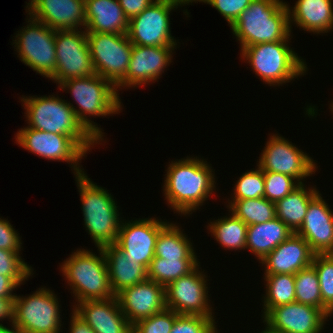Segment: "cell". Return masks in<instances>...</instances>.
Wrapping results in <instances>:
<instances>
[{
  "label": "cell",
  "mask_w": 333,
  "mask_h": 333,
  "mask_svg": "<svg viewBox=\"0 0 333 333\" xmlns=\"http://www.w3.org/2000/svg\"><path fill=\"white\" fill-rule=\"evenodd\" d=\"M204 160L187 156L168 164L163 193L170 209L181 216L195 212L216 190L215 173Z\"/></svg>",
  "instance_id": "cell-1"
},
{
  "label": "cell",
  "mask_w": 333,
  "mask_h": 333,
  "mask_svg": "<svg viewBox=\"0 0 333 333\" xmlns=\"http://www.w3.org/2000/svg\"><path fill=\"white\" fill-rule=\"evenodd\" d=\"M58 88L70 91L72 99L79 108L70 103L78 120L102 144L105 137L103 130L88 117H106L120 113L122 102L116 86L111 81L94 74L65 80L58 85Z\"/></svg>",
  "instance_id": "cell-2"
},
{
  "label": "cell",
  "mask_w": 333,
  "mask_h": 333,
  "mask_svg": "<svg viewBox=\"0 0 333 333\" xmlns=\"http://www.w3.org/2000/svg\"><path fill=\"white\" fill-rule=\"evenodd\" d=\"M241 49L260 43L291 40L287 3L253 0L231 25Z\"/></svg>",
  "instance_id": "cell-3"
},
{
  "label": "cell",
  "mask_w": 333,
  "mask_h": 333,
  "mask_svg": "<svg viewBox=\"0 0 333 333\" xmlns=\"http://www.w3.org/2000/svg\"><path fill=\"white\" fill-rule=\"evenodd\" d=\"M27 127L72 136L87 152L101 143L78 120L70 102L58 95L22 96ZM92 147V148H91Z\"/></svg>",
  "instance_id": "cell-4"
},
{
  "label": "cell",
  "mask_w": 333,
  "mask_h": 333,
  "mask_svg": "<svg viewBox=\"0 0 333 333\" xmlns=\"http://www.w3.org/2000/svg\"><path fill=\"white\" fill-rule=\"evenodd\" d=\"M75 180L81 196L84 227L96 248L115 244L122 217L113 195L91 181L86 173L75 175Z\"/></svg>",
  "instance_id": "cell-5"
},
{
  "label": "cell",
  "mask_w": 333,
  "mask_h": 333,
  "mask_svg": "<svg viewBox=\"0 0 333 333\" xmlns=\"http://www.w3.org/2000/svg\"><path fill=\"white\" fill-rule=\"evenodd\" d=\"M289 45V41L254 44L241 49L240 56L265 84L282 86L308 70L304 59Z\"/></svg>",
  "instance_id": "cell-6"
},
{
  "label": "cell",
  "mask_w": 333,
  "mask_h": 333,
  "mask_svg": "<svg viewBox=\"0 0 333 333\" xmlns=\"http://www.w3.org/2000/svg\"><path fill=\"white\" fill-rule=\"evenodd\" d=\"M98 251L97 256L91 250L77 249L60 265L77 303L115 297L110 287L104 251L101 247Z\"/></svg>",
  "instance_id": "cell-7"
},
{
  "label": "cell",
  "mask_w": 333,
  "mask_h": 333,
  "mask_svg": "<svg viewBox=\"0 0 333 333\" xmlns=\"http://www.w3.org/2000/svg\"><path fill=\"white\" fill-rule=\"evenodd\" d=\"M53 292L44 286L28 296H15L12 323L21 333H60L61 305Z\"/></svg>",
  "instance_id": "cell-8"
},
{
  "label": "cell",
  "mask_w": 333,
  "mask_h": 333,
  "mask_svg": "<svg viewBox=\"0 0 333 333\" xmlns=\"http://www.w3.org/2000/svg\"><path fill=\"white\" fill-rule=\"evenodd\" d=\"M26 22L12 40L14 49L21 62L49 79L56 70L55 30L30 15Z\"/></svg>",
  "instance_id": "cell-9"
},
{
  "label": "cell",
  "mask_w": 333,
  "mask_h": 333,
  "mask_svg": "<svg viewBox=\"0 0 333 333\" xmlns=\"http://www.w3.org/2000/svg\"><path fill=\"white\" fill-rule=\"evenodd\" d=\"M186 6L182 0H156L139 15L131 18L128 24V38L140 46H177L171 35L170 13L178 7Z\"/></svg>",
  "instance_id": "cell-10"
},
{
  "label": "cell",
  "mask_w": 333,
  "mask_h": 333,
  "mask_svg": "<svg viewBox=\"0 0 333 333\" xmlns=\"http://www.w3.org/2000/svg\"><path fill=\"white\" fill-rule=\"evenodd\" d=\"M95 73L115 86L126 76L133 44L127 34L86 32Z\"/></svg>",
  "instance_id": "cell-11"
},
{
  "label": "cell",
  "mask_w": 333,
  "mask_h": 333,
  "mask_svg": "<svg viewBox=\"0 0 333 333\" xmlns=\"http://www.w3.org/2000/svg\"><path fill=\"white\" fill-rule=\"evenodd\" d=\"M17 145L25 150L52 161L70 164L74 175L85 173L80 166L87 151L72 137L23 127L15 135ZM80 162V163H79Z\"/></svg>",
  "instance_id": "cell-12"
},
{
  "label": "cell",
  "mask_w": 333,
  "mask_h": 333,
  "mask_svg": "<svg viewBox=\"0 0 333 333\" xmlns=\"http://www.w3.org/2000/svg\"><path fill=\"white\" fill-rule=\"evenodd\" d=\"M56 70L49 79L56 84L95 73L85 30H55Z\"/></svg>",
  "instance_id": "cell-13"
},
{
  "label": "cell",
  "mask_w": 333,
  "mask_h": 333,
  "mask_svg": "<svg viewBox=\"0 0 333 333\" xmlns=\"http://www.w3.org/2000/svg\"><path fill=\"white\" fill-rule=\"evenodd\" d=\"M263 149L257 161L263 172L286 174L302 184L317 171L316 160L278 133L269 137Z\"/></svg>",
  "instance_id": "cell-14"
},
{
  "label": "cell",
  "mask_w": 333,
  "mask_h": 333,
  "mask_svg": "<svg viewBox=\"0 0 333 333\" xmlns=\"http://www.w3.org/2000/svg\"><path fill=\"white\" fill-rule=\"evenodd\" d=\"M200 264L187 275L181 276L165 287L166 308L180 315L211 317L215 320L208 296L207 275Z\"/></svg>",
  "instance_id": "cell-15"
},
{
  "label": "cell",
  "mask_w": 333,
  "mask_h": 333,
  "mask_svg": "<svg viewBox=\"0 0 333 333\" xmlns=\"http://www.w3.org/2000/svg\"><path fill=\"white\" fill-rule=\"evenodd\" d=\"M167 221L153 218H142L133 221H121L115 245L135 263L148 269L155 257V245L159 232L168 224Z\"/></svg>",
  "instance_id": "cell-16"
},
{
  "label": "cell",
  "mask_w": 333,
  "mask_h": 333,
  "mask_svg": "<svg viewBox=\"0 0 333 333\" xmlns=\"http://www.w3.org/2000/svg\"><path fill=\"white\" fill-rule=\"evenodd\" d=\"M328 316L320 309L299 302L272 308L264 317L270 333H321Z\"/></svg>",
  "instance_id": "cell-17"
},
{
  "label": "cell",
  "mask_w": 333,
  "mask_h": 333,
  "mask_svg": "<svg viewBox=\"0 0 333 333\" xmlns=\"http://www.w3.org/2000/svg\"><path fill=\"white\" fill-rule=\"evenodd\" d=\"M176 46H132L126 76L116 85L117 91L155 83L172 62ZM123 87V88H121ZM119 88V89H118Z\"/></svg>",
  "instance_id": "cell-18"
},
{
  "label": "cell",
  "mask_w": 333,
  "mask_h": 333,
  "mask_svg": "<svg viewBox=\"0 0 333 333\" xmlns=\"http://www.w3.org/2000/svg\"><path fill=\"white\" fill-rule=\"evenodd\" d=\"M116 298L132 326L166 308L165 287L148 278L122 290Z\"/></svg>",
  "instance_id": "cell-19"
},
{
  "label": "cell",
  "mask_w": 333,
  "mask_h": 333,
  "mask_svg": "<svg viewBox=\"0 0 333 333\" xmlns=\"http://www.w3.org/2000/svg\"><path fill=\"white\" fill-rule=\"evenodd\" d=\"M25 10L53 30L86 27L85 0H34Z\"/></svg>",
  "instance_id": "cell-20"
},
{
  "label": "cell",
  "mask_w": 333,
  "mask_h": 333,
  "mask_svg": "<svg viewBox=\"0 0 333 333\" xmlns=\"http://www.w3.org/2000/svg\"><path fill=\"white\" fill-rule=\"evenodd\" d=\"M315 254L333 253V211L319 193L308 205L301 227L295 232Z\"/></svg>",
  "instance_id": "cell-21"
},
{
  "label": "cell",
  "mask_w": 333,
  "mask_h": 333,
  "mask_svg": "<svg viewBox=\"0 0 333 333\" xmlns=\"http://www.w3.org/2000/svg\"><path fill=\"white\" fill-rule=\"evenodd\" d=\"M73 311L80 316L95 333H132L133 326L124 316L118 300H84L74 302Z\"/></svg>",
  "instance_id": "cell-22"
},
{
  "label": "cell",
  "mask_w": 333,
  "mask_h": 333,
  "mask_svg": "<svg viewBox=\"0 0 333 333\" xmlns=\"http://www.w3.org/2000/svg\"><path fill=\"white\" fill-rule=\"evenodd\" d=\"M314 255L304 238L293 233L260 263L265 275L296 274L312 265Z\"/></svg>",
  "instance_id": "cell-23"
},
{
  "label": "cell",
  "mask_w": 333,
  "mask_h": 333,
  "mask_svg": "<svg viewBox=\"0 0 333 333\" xmlns=\"http://www.w3.org/2000/svg\"><path fill=\"white\" fill-rule=\"evenodd\" d=\"M333 0H297L290 7L287 4L289 26L292 25L313 34H325L333 29ZM292 8V9H291Z\"/></svg>",
  "instance_id": "cell-24"
},
{
  "label": "cell",
  "mask_w": 333,
  "mask_h": 333,
  "mask_svg": "<svg viewBox=\"0 0 333 333\" xmlns=\"http://www.w3.org/2000/svg\"><path fill=\"white\" fill-rule=\"evenodd\" d=\"M86 32L127 34L129 20L118 0H85Z\"/></svg>",
  "instance_id": "cell-25"
},
{
  "label": "cell",
  "mask_w": 333,
  "mask_h": 333,
  "mask_svg": "<svg viewBox=\"0 0 333 333\" xmlns=\"http://www.w3.org/2000/svg\"><path fill=\"white\" fill-rule=\"evenodd\" d=\"M106 259L110 287L116 296L122 290L147 279V269L128 258L115 244L102 247Z\"/></svg>",
  "instance_id": "cell-26"
},
{
  "label": "cell",
  "mask_w": 333,
  "mask_h": 333,
  "mask_svg": "<svg viewBox=\"0 0 333 333\" xmlns=\"http://www.w3.org/2000/svg\"><path fill=\"white\" fill-rule=\"evenodd\" d=\"M293 232L279 218L247 228L246 249L257 257L259 263Z\"/></svg>",
  "instance_id": "cell-27"
},
{
  "label": "cell",
  "mask_w": 333,
  "mask_h": 333,
  "mask_svg": "<svg viewBox=\"0 0 333 333\" xmlns=\"http://www.w3.org/2000/svg\"><path fill=\"white\" fill-rule=\"evenodd\" d=\"M319 194L317 188L300 184L286 197L275 203L276 217L285 223L293 233L302 225L309 203Z\"/></svg>",
  "instance_id": "cell-28"
},
{
  "label": "cell",
  "mask_w": 333,
  "mask_h": 333,
  "mask_svg": "<svg viewBox=\"0 0 333 333\" xmlns=\"http://www.w3.org/2000/svg\"><path fill=\"white\" fill-rule=\"evenodd\" d=\"M176 223L169 222L160 232L155 257L163 259H198L191 240Z\"/></svg>",
  "instance_id": "cell-29"
},
{
  "label": "cell",
  "mask_w": 333,
  "mask_h": 333,
  "mask_svg": "<svg viewBox=\"0 0 333 333\" xmlns=\"http://www.w3.org/2000/svg\"><path fill=\"white\" fill-rule=\"evenodd\" d=\"M230 214L210 221L207 229L225 250H245L248 225L232 212Z\"/></svg>",
  "instance_id": "cell-30"
},
{
  "label": "cell",
  "mask_w": 333,
  "mask_h": 333,
  "mask_svg": "<svg viewBox=\"0 0 333 333\" xmlns=\"http://www.w3.org/2000/svg\"><path fill=\"white\" fill-rule=\"evenodd\" d=\"M266 295H263L262 318L272 309L280 305L295 302V274L264 275Z\"/></svg>",
  "instance_id": "cell-31"
},
{
  "label": "cell",
  "mask_w": 333,
  "mask_h": 333,
  "mask_svg": "<svg viewBox=\"0 0 333 333\" xmlns=\"http://www.w3.org/2000/svg\"><path fill=\"white\" fill-rule=\"evenodd\" d=\"M199 259H163L154 257L147 269V278L166 287L169 283L193 271Z\"/></svg>",
  "instance_id": "cell-32"
},
{
  "label": "cell",
  "mask_w": 333,
  "mask_h": 333,
  "mask_svg": "<svg viewBox=\"0 0 333 333\" xmlns=\"http://www.w3.org/2000/svg\"><path fill=\"white\" fill-rule=\"evenodd\" d=\"M227 202L229 212L248 226L265 223L276 217L275 203L265 197Z\"/></svg>",
  "instance_id": "cell-33"
},
{
  "label": "cell",
  "mask_w": 333,
  "mask_h": 333,
  "mask_svg": "<svg viewBox=\"0 0 333 333\" xmlns=\"http://www.w3.org/2000/svg\"><path fill=\"white\" fill-rule=\"evenodd\" d=\"M296 302L320 308L328 317L333 314L323 305L319 278L311 265L295 274Z\"/></svg>",
  "instance_id": "cell-34"
},
{
  "label": "cell",
  "mask_w": 333,
  "mask_h": 333,
  "mask_svg": "<svg viewBox=\"0 0 333 333\" xmlns=\"http://www.w3.org/2000/svg\"><path fill=\"white\" fill-rule=\"evenodd\" d=\"M256 169H251L243 173L236 181L234 188V193L231 196L232 200L228 201H238L245 199H257L264 197L265 184H264V172L256 165Z\"/></svg>",
  "instance_id": "cell-35"
},
{
  "label": "cell",
  "mask_w": 333,
  "mask_h": 333,
  "mask_svg": "<svg viewBox=\"0 0 333 333\" xmlns=\"http://www.w3.org/2000/svg\"><path fill=\"white\" fill-rule=\"evenodd\" d=\"M312 266L319 278L323 305L333 314V253L315 254Z\"/></svg>",
  "instance_id": "cell-36"
},
{
  "label": "cell",
  "mask_w": 333,
  "mask_h": 333,
  "mask_svg": "<svg viewBox=\"0 0 333 333\" xmlns=\"http://www.w3.org/2000/svg\"><path fill=\"white\" fill-rule=\"evenodd\" d=\"M33 268L21 258L20 251L0 249V275L10 277L19 287L32 276Z\"/></svg>",
  "instance_id": "cell-37"
},
{
  "label": "cell",
  "mask_w": 333,
  "mask_h": 333,
  "mask_svg": "<svg viewBox=\"0 0 333 333\" xmlns=\"http://www.w3.org/2000/svg\"><path fill=\"white\" fill-rule=\"evenodd\" d=\"M264 184V197L274 203L286 197L300 185L295 178L274 172H264Z\"/></svg>",
  "instance_id": "cell-38"
},
{
  "label": "cell",
  "mask_w": 333,
  "mask_h": 333,
  "mask_svg": "<svg viewBox=\"0 0 333 333\" xmlns=\"http://www.w3.org/2000/svg\"><path fill=\"white\" fill-rule=\"evenodd\" d=\"M178 315L175 311L165 308L163 311L134 324L132 333H170Z\"/></svg>",
  "instance_id": "cell-39"
},
{
  "label": "cell",
  "mask_w": 333,
  "mask_h": 333,
  "mask_svg": "<svg viewBox=\"0 0 333 333\" xmlns=\"http://www.w3.org/2000/svg\"><path fill=\"white\" fill-rule=\"evenodd\" d=\"M215 324L211 317L179 314L170 333H218Z\"/></svg>",
  "instance_id": "cell-40"
},
{
  "label": "cell",
  "mask_w": 333,
  "mask_h": 333,
  "mask_svg": "<svg viewBox=\"0 0 333 333\" xmlns=\"http://www.w3.org/2000/svg\"><path fill=\"white\" fill-rule=\"evenodd\" d=\"M253 0H198L215 8L231 26Z\"/></svg>",
  "instance_id": "cell-41"
},
{
  "label": "cell",
  "mask_w": 333,
  "mask_h": 333,
  "mask_svg": "<svg viewBox=\"0 0 333 333\" xmlns=\"http://www.w3.org/2000/svg\"><path fill=\"white\" fill-rule=\"evenodd\" d=\"M22 241L19 233L7 219L0 218V249L21 251Z\"/></svg>",
  "instance_id": "cell-42"
},
{
  "label": "cell",
  "mask_w": 333,
  "mask_h": 333,
  "mask_svg": "<svg viewBox=\"0 0 333 333\" xmlns=\"http://www.w3.org/2000/svg\"><path fill=\"white\" fill-rule=\"evenodd\" d=\"M128 20L139 15L156 0H118Z\"/></svg>",
  "instance_id": "cell-43"
},
{
  "label": "cell",
  "mask_w": 333,
  "mask_h": 333,
  "mask_svg": "<svg viewBox=\"0 0 333 333\" xmlns=\"http://www.w3.org/2000/svg\"><path fill=\"white\" fill-rule=\"evenodd\" d=\"M19 286L7 276L0 275V298L14 299L17 294L13 293Z\"/></svg>",
  "instance_id": "cell-44"
},
{
  "label": "cell",
  "mask_w": 333,
  "mask_h": 333,
  "mask_svg": "<svg viewBox=\"0 0 333 333\" xmlns=\"http://www.w3.org/2000/svg\"><path fill=\"white\" fill-rule=\"evenodd\" d=\"M70 317V333H95L94 330L73 310Z\"/></svg>",
  "instance_id": "cell-45"
},
{
  "label": "cell",
  "mask_w": 333,
  "mask_h": 333,
  "mask_svg": "<svg viewBox=\"0 0 333 333\" xmlns=\"http://www.w3.org/2000/svg\"><path fill=\"white\" fill-rule=\"evenodd\" d=\"M14 299L0 298V320L13 322ZM0 321V322H1Z\"/></svg>",
  "instance_id": "cell-46"
},
{
  "label": "cell",
  "mask_w": 333,
  "mask_h": 333,
  "mask_svg": "<svg viewBox=\"0 0 333 333\" xmlns=\"http://www.w3.org/2000/svg\"><path fill=\"white\" fill-rule=\"evenodd\" d=\"M10 325L12 326L11 329L0 323V333H21L20 330L13 323H11Z\"/></svg>",
  "instance_id": "cell-47"
},
{
  "label": "cell",
  "mask_w": 333,
  "mask_h": 333,
  "mask_svg": "<svg viewBox=\"0 0 333 333\" xmlns=\"http://www.w3.org/2000/svg\"><path fill=\"white\" fill-rule=\"evenodd\" d=\"M184 1L187 5H190V3L192 4L193 2H197L198 0H182Z\"/></svg>",
  "instance_id": "cell-48"
},
{
  "label": "cell",
  "mask_w": 333,
  "mask_h": 333,
  "mask_svg": "<svg viewBox=\"0 0 333 333\" xmlns=\"http://www.w3.org/2000/svg\"><path fill=\"white\" fill-rule=\"evenodd\" d=\"M33 1L34 0H29V2L27 3V5L25 7L27 8Z\"/></svg>",
  "instance_id": "cell-49"
},
{
  "label": "cell",
  "mask_w": 333,
  "mask_h": 333,
  "mask_svg": "<svg viewBox=\"0 0 333 333\" xmlns=\"http://www.w3.org/2000/svg\"><path fill=\"white\" fill-rule=\"evenodd\" d=\"M332 104H330V107L329 108H331V112H333V102H331Z\"/></svg>",
  "instance_id": "cell-50"
},
{
  "label": "cell",
  "mask_w": 333,
  "mask_h": 333,
  "mask_svg": "<svg viewBox=\"0 0 333 333\" xmlns=\"http://www.w3.org/2000/svg\"><path fill=\"white\" fill-rule=\"evenodd\" d=\"M261 333H270V332H268V331L265 329V330H263Z\"/></svg>",
  "instance_id": "cell-51"
}]
</instances>
